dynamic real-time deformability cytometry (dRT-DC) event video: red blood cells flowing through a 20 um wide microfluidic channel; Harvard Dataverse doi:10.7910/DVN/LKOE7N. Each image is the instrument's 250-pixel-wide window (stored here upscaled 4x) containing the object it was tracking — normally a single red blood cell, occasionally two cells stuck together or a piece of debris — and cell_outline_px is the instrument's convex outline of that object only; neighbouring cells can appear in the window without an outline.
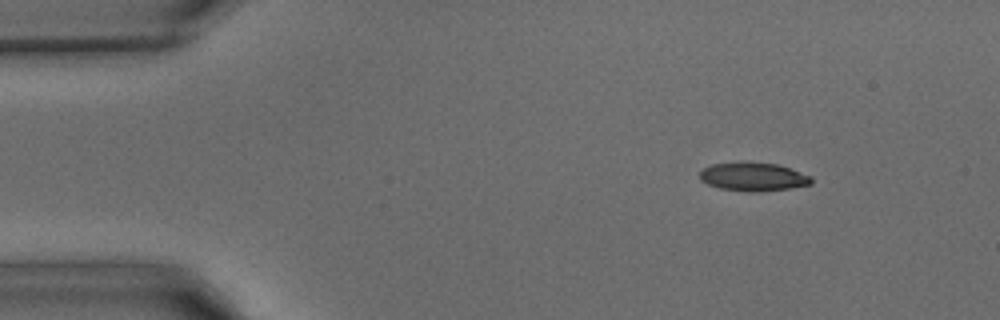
{"species": "common noctule bat (a hibernating species)", "species_latin": "Nyctalus noctula", "temperature_condition": "warm", "stored_images_in_passage": 26, "camera_frame_rate_fps": 3000, "um_per_image_px": 0.085, "animal": {"sex": "male", "body_mass_g": 15.6}, "frame": {"image": 1, "passage_image": 1, "time_ms": 0.0, "image_size_px": [1000, 320], "cell_outline_px": [[812, 184], [788, 188], [760, 192], [748, 192], [720, 188], [708, 184], [700, 180], [700, 172], [704, 168], [712, 164], [740, 160], [744, 160], [776, 164], [812, 176]], "centroid_in_image_um": [63.99, 15.0], "position_along_channel_um": 21.0, "area_um2": 18.84}}
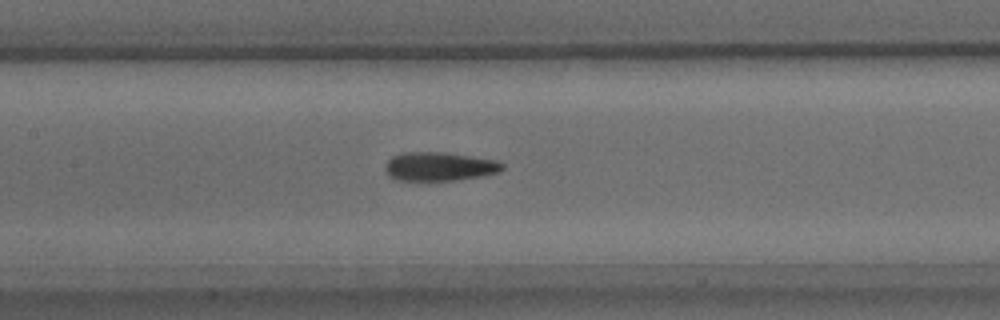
{"frame": {"image": 2, "passage_image": 15, "time_ms": 4.667, "image_size_px": [1000, 320], "cell_outline_px": [[504, 168], [500, 172], [480, 176], [452, 180], [396, 180], [388, 176], [384, 168], [384, 164], [392, 156], [400, 152], [444, 152], [472, 156], [496, 160], [504, 164]], "centroid_in_image_um": [37.31, 14.14], "position_along_channel_um": 170.1, "area_um2": 19.77}}
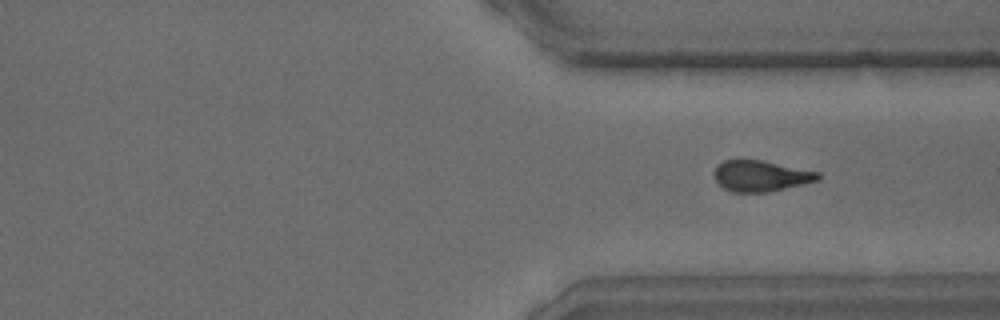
{"frame": {"image": 3, "passage_image": 26, "time_ms": 8.333, "image_size_px": [1000, 320], "cell_outline_px": [[820, 180], [768, 192], [732, 192], [724, 188], [716, 180], [716, 168], [724, 160], [760, 160], [820, 172]], "centroid_in_image_um": [64.71, 14.96], "position_along_channel_um": 346.7, "area_um2": 18.38}}